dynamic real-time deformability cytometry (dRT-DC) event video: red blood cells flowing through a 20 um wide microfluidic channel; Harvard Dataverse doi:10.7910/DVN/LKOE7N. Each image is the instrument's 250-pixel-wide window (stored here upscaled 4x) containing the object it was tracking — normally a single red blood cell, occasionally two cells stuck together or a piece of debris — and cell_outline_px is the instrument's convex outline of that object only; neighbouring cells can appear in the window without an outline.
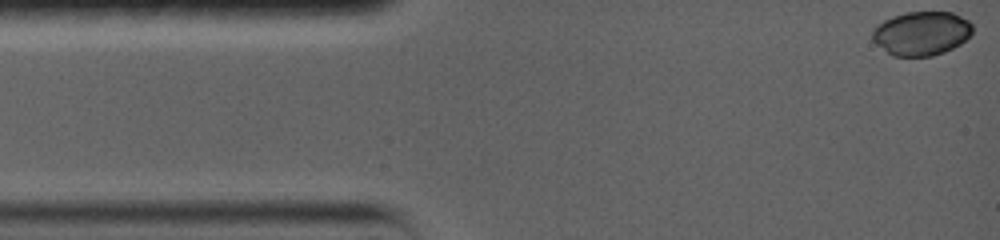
{"species": "common noctule bat (a hibernating species)", "species_latin": "Nyctalus noctula", "temperature_condition": "warm", "stored_images_in_passage": 19, "camera_frame_rate_fps": 5000, "um_per_image_px": 0.085, "animal": {"sex": "female", "body_mass_g": 19.0, "forearm_length_mm": 56.7}, "frame": {"image": 1, "passage_image": 1, "time_ms": 0.0, "image_size_px": [1000, 240], "cell_outline_px": [[972, 36], [960, 44], [944, 52], [932, 56], [892, 56], [876, 44], [872, 40], [872, 28], [876, 24], [892, 16], [908, 12], [952, 12], [968, 20], [972, 24]], "centroid_in_image_um": [78.31, 2.84], "position_along_channel_um": 6.7, "area_um2": 25.89}}
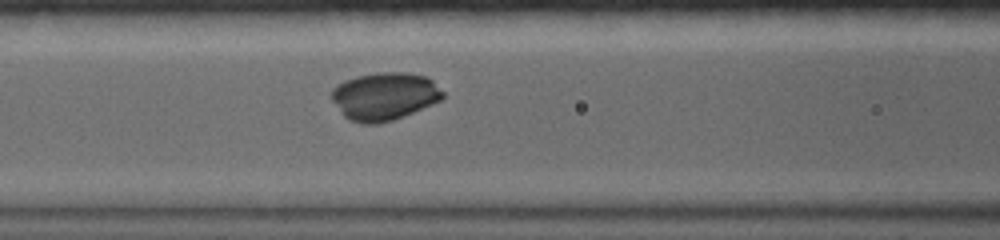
{"frame": {"image": 2, "passage_image": 11, "time_ms": 5.6, "image_size_px": [1000, 240], "cell_outline_px": [[444, 96], [440, 100], [432, 104], [392, 120], [380, 124], [364, 124], [348, 120], [344, 116], [328, 96], [332, 88], [336, 84], [344, 80], [356, 76], [384, 72], [404, 72], [424, 76], [432, 80], [444, 92]], "centroid_in_image_um": [32.62, 8.18], "position_along_channel_um": 134.0, "area_um2": 31.1}}
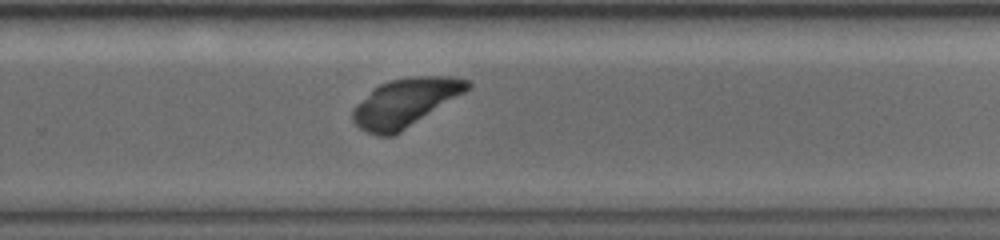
{"frame": {"image": 3, "passage_image": 19, "time_ms": 10.0, "image_size_px": [1000, 240], "cell_outline_px": [[472, 84], [464, 92], [400, 132], [392, 136], [376, 136], [364, 132], [352, 120], [352, 108], [372, 88], [388, 80], [412, 76], [452, 76], [472, 80]], "centroid_in_image_um": [34.4, 8.71], "position_along_channel_um": 295.4, "area_um2": 32.25}}